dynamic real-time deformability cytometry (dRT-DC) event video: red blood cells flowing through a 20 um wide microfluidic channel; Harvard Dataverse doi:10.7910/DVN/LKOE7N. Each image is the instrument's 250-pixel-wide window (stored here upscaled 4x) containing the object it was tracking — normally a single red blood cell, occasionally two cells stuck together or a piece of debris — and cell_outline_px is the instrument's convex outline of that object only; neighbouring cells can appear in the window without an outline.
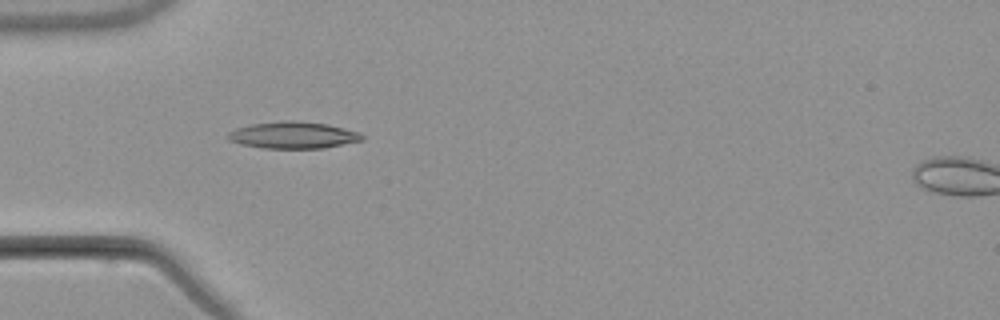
{"species": "common noctule bat (a hibernating species)", "species_latin": "Nyctalus noctula", "temperature_condition": "warm", "stored_images_in_passage": 2, "camera_frame_rate_fps": 3000, "um_per_image_px": 0.085, "animal": {"sex": "male", "body_mass_g": 21.5, "forearm_length_mm": 52.0}, "frame": {"image": 1, "passage_image": 1, "time_ms": 0.0, "image_size_px": [1000, 320], "cell_outline_px": [[364, 140], [324, 148], [264, 148], [240, 144], [228, 140], [228, 132], [236, 128], [252, 124], [284, 120], [292, 120], [328, 124], [360, 132], [364, 136]], "centroid_in_image_um": [24.93, 11.48], "position_along_channel_um": 60.1, "area_um2": 20.98}}
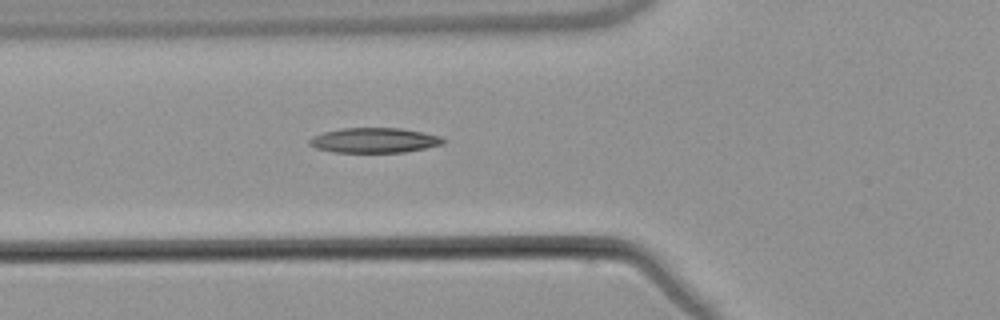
{"frame": {"image": 2, "passage_image": 2, "time_ms": 1.0, "image_size_px": [1000, 320], "cell_outline_px": [[444, 144], [404, 152], [332, 152], [316, 148], [308, 144], [308, 140], [312, 136], [324, 132], [340, 128], [400, 128], [424, 132], [440, 136], [444, 140]], "centroid_in_image_um": [31.78, 11.92], "position_along_channel_um": 94.0, "area_um2": 19.48}}